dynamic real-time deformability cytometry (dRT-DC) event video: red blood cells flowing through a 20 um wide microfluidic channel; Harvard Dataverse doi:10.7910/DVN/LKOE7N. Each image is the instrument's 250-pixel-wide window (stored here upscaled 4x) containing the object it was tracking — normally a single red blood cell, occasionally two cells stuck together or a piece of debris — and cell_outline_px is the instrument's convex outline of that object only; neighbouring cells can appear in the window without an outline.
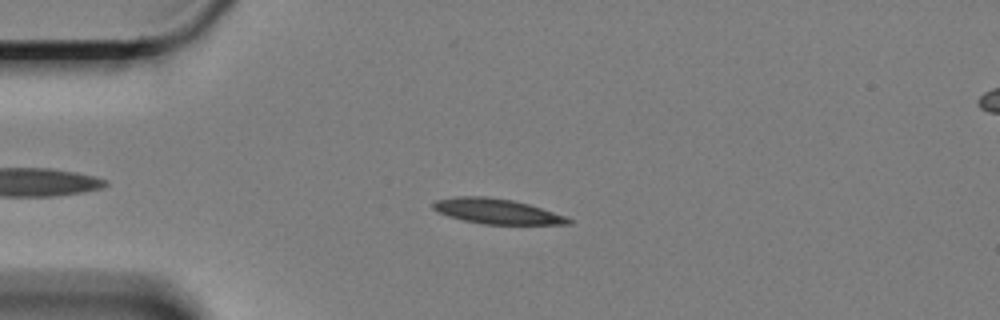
{"species": "Egyptian fruit bat (a non-hibernating species)", "species_latin": "Rousettus aegyptiacus", "temperature_condition": "cold", "stored_images_in_passage": 55, "camera_frame_rate_fps": 3000, "um_per_image_px": 0.085, "animal": {"sex": "female"}, "frame": {"image": 1, "passage_image": 10, "time_ms": 3.0, "image_size_px": [1000, 320], "cell_outline_px": [[572, 224], [484, 224], [464, 220], [448, 216], [432, 208], [432, 204], [436, 200], [456, 196], [484, 196], [512, 200], [528, 204], [564, 216], [572, 220]], "centroid_in_image_um": [42.19, 17.95], "position_along_channel_um": 42.8, "area_um2": 19.48}}
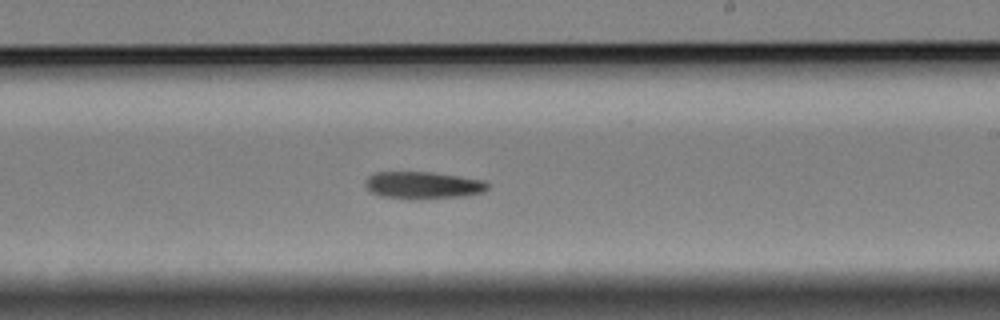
{"frame": {"image": 2, "passage_image": 31, "time_ms": 10.0, "image_size_px": [1000, 320], "cell_outline_px": [[488, 188], [484, 192], [464, 196], [420, 200], [416, 200], [380, 196], [372, 192], [364, 184], [368, 176], [376, 172], [432, 172], [484, 180], [488, 184]], "centroid_in_image_um": [35.96, 15.76], "position_along_channel_um": 253.0, "area_um2": 19.59}}
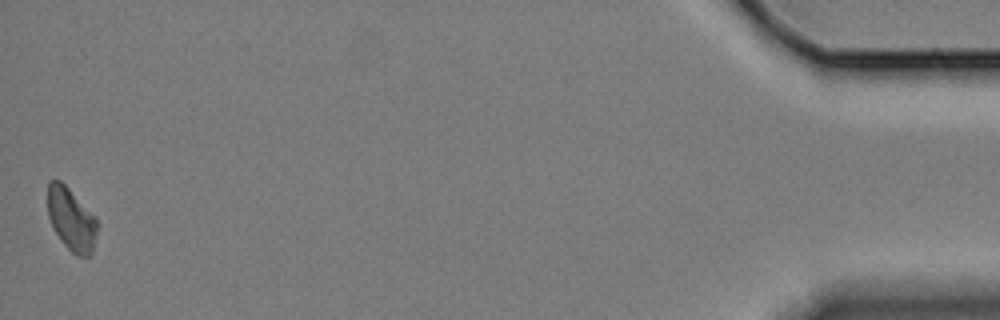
{"frame": {"image": 3, "passage_image": 55, "time_ms": 18.0, "image_size_px": [1000, 320], "cell_outline_px": [[100, 224], [92, 252], [88, 256], [76, 256], [60, 240], [48, 216], [48, 184], [52, 180], [60, 180], [96, 216]], "centroid_in_image_um": [6.11, 18.66], "position_along_channel_um": 429.1, "area_um2": 18.21}, "authors_computed_cell_mechanics": {"area_um2": 19.363, "velocity_mm_per_s": 3.3236, "shape_relaxation_time_tau1_ms": 7.3259, "shape_relaxation_time_tau2_ms": null, "deformation_change_tau1": 0.1308, "deformation_change_tau2": null}}